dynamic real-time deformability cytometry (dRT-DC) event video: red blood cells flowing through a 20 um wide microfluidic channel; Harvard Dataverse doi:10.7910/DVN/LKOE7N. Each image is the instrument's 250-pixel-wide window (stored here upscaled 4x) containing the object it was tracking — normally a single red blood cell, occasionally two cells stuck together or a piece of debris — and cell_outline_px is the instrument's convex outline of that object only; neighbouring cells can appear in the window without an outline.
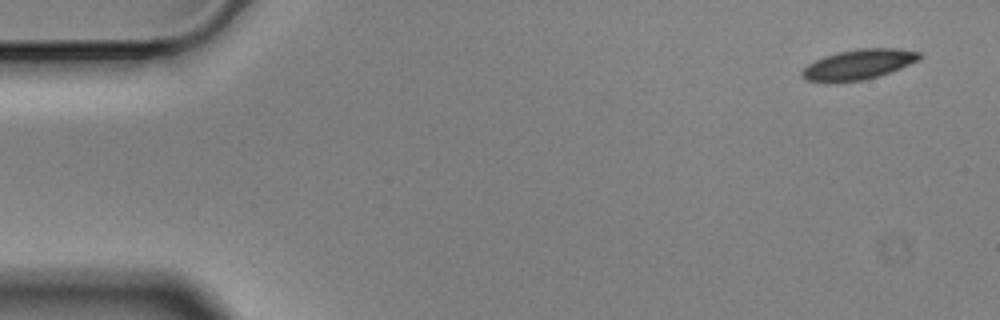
{"species": "Egyptian fruit bat (a non-hibernating species)", "species_latin": "Rousettus aegyptiacus", "temperature_condition": "cold", "stored_images_in_passage": 4, "camera_frame_rate_fps": 3000, "um_per_image_px": 0.085, "animal": {"sex": "male"}, "frame": {"image": 1, "passage_image": 1, "time_ms": 0.0, "image_size_px": [1000, 320], "cell_outline_px": [[924, 56], [920, 60], [900, 68], [876, 76], [860, 80], [804, 80], [800, 76], [800, 72], [808, 64], [824, 56], [840, 52], [860, 48], [896, 48], [920, 52]], "centroid_in_image_um": [73.02, 5.44], "position_along_channel_um": 12.0, "area_um2": 20.0}}
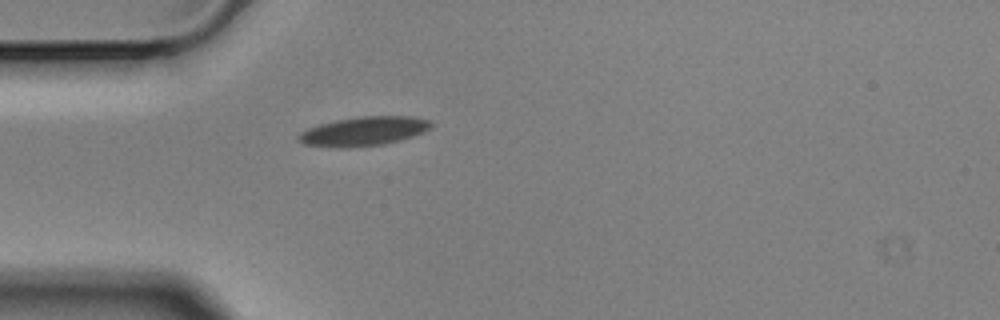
{"frame": {"image": 2, "passage_image": 4, "time_ms": 1.0, "image_size_px": [1000, 320], "cell_outline_px": [[432, 124], [424, 132], [400, 140], [384, 144], [304, 144], [296, 140], [296, 136], [300, 132], [308, 128], [320, 124], [336, 120], [360, 116], [412, 116], [432, 120]], "centroid_in_image_um": [30.99, 11.08], "position_along_channel_um": 54.0, "area_um2": 21.33}}